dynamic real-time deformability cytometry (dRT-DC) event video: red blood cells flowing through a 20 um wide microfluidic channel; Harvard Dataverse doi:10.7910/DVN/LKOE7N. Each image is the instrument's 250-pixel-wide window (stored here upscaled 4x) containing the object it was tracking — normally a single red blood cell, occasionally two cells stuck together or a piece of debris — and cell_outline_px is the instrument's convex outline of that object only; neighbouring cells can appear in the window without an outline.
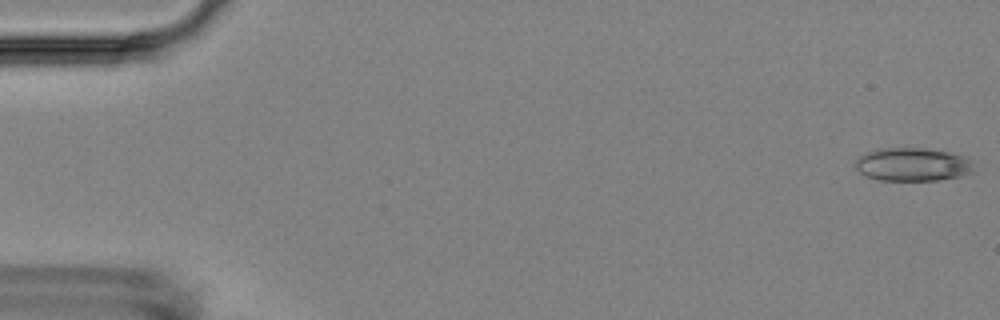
{"species": "Egyptian fruit bat (a non-hibernating species)", "species_latin": "Rousettus aegyptiacus", "temperature_condition": "room temperature", "stored_images_in_passage": 55, "camera_frame_rate_fps": 3000, "um_per_image_px": 0.085, "animal": {"sex": "female"}, "frame": {"image": 1, "passage_image": 1, "time_ms": 0.0, "image_size_px": [1000, 320], "cell_outline_px": [[972, 172], [960, 176], [936, 180], [876, 180], [864, 176], [852, 164], [864, 152], [884, 148], [924, 148], [948, 152], [964, 156], [972, 160]], "centroid_in_image_um": [77.52, 13.98], "position_along_channel_um": 7.5, "area_um2": 23.06}}
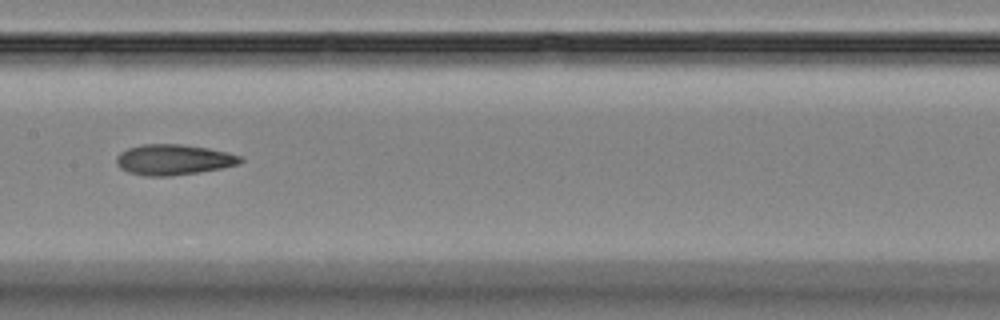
{"frame": {"image": 2, "passage_image": 28, "time_ms": 9.0, "image_size_px": [1000, 320], "cell_outline_px": [[244, 160], [240, 164], [220, 168], [196, 172], [168, 176], [144, 176], [128, 172], [120, 168], [116, 164], [116, 156], [120, 152], [128, 148], [144, 144], [180, 144], [208, 148], [228, 152], [240, 156]], "centroid_in_image_um": [14.73, 13.57], "position_along_channel_um": 192.7, "area_um2": 22.02}}
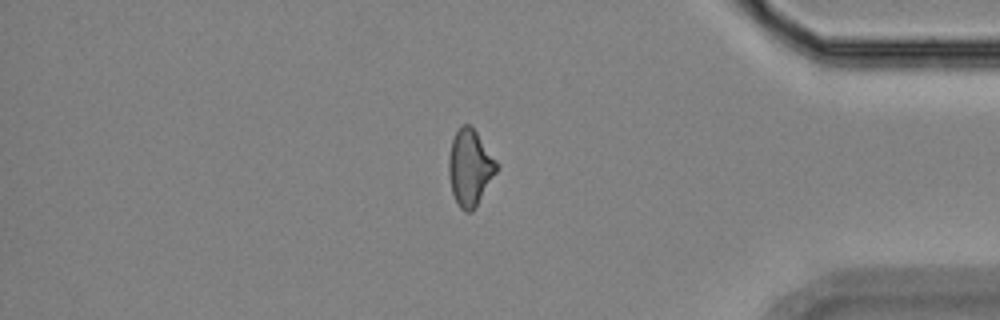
{"frame": {"image": 3, "passage_image": 47, "time_ms": 15.333, "image_size_px": [1000, 320], "cell_outline_px": [[500, 168], [472, 212], [464, 212], [460, 208], [452, 192], [448, 176], [448, 160], [452, 140], [456, 132], [464, 124], [468, 124], [476, 132], [500, 164]], "centroid_in_image_um": [39.97, 14.27], "position_along_channel_um": 395.2, "area_um2": 21.33}, "authors_computed_cell_mechanics": {"area_um2": 21.7906, "velocity_mm_per_s": 3.6106, "shape_relaxation_time_tau1_ms": null, "shape_relaxation_time_tau2_ms": 5.6019, "deformation_change_tau1": null, "deformation_change_tau2": 0.1486}}